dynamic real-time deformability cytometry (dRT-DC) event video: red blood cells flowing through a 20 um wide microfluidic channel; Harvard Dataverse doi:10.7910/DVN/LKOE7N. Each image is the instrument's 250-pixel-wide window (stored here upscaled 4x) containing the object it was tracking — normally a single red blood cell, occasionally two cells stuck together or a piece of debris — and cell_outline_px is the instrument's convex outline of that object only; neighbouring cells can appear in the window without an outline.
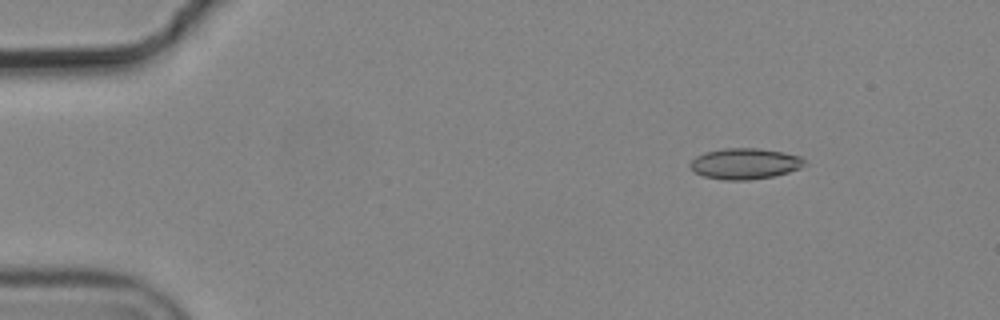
{"species": "common noctule bat (a hibernating species)", "species_latin": "Nyctalus noctula", "temperature_condition": "cold", "stored_images_in_passage": 9, "camera_frame_rate_fps": 3000, "um_per_image_px": 0.085, "animal": {"sex": "male", "body_mass_g": 19.2, "forearm_length_mm": 51.8}, "frame": {"image": 1, "passage_image": 3, "time_ms": 0.667, "image_size_px": [1000, 320], "cell_outline_px": [[804, 164], [800, 168], [788, 172], [772, 176], [748, 180], [724, 180], [704, 176], [696, 172], [688, 164], [696, 156], [704, 152], [724, 148], [760, 148], [784, 152], [800, 156], [804, 160]], "centroid_in_image_um": [63.3, 13.9], "position_along_channel_um": 21.7, "area_um2": 20.52}}
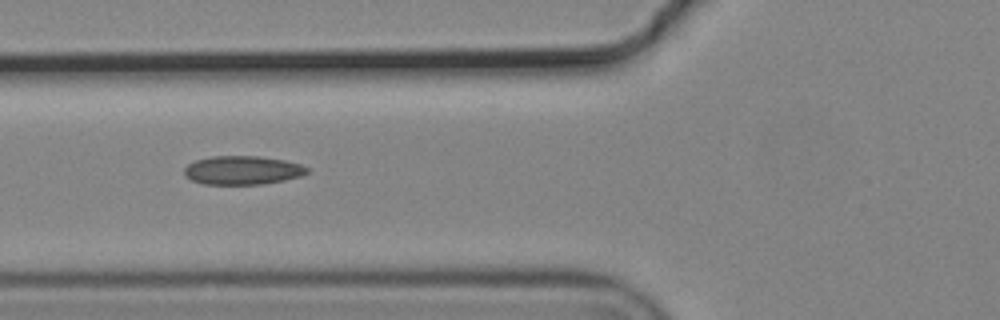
{"frame": {"image": 2, "passage_image": 7, "time_ms": 2.0, "image_size_px": [1000, 320], "cell_outline_px": [[308, 172], [300, 176], [284, 180], [260, 184], [204, 184], [192, 180], [184, 176], [184, 168], [188, 164], [196, 160], [212, 156], [260, 156], [284, 160], [300, 164], [308, 168]], "centroid_in_image_um": [20.59, 14.46], "position_along_channel_um": 105.2, "area_um2": 20.46}}
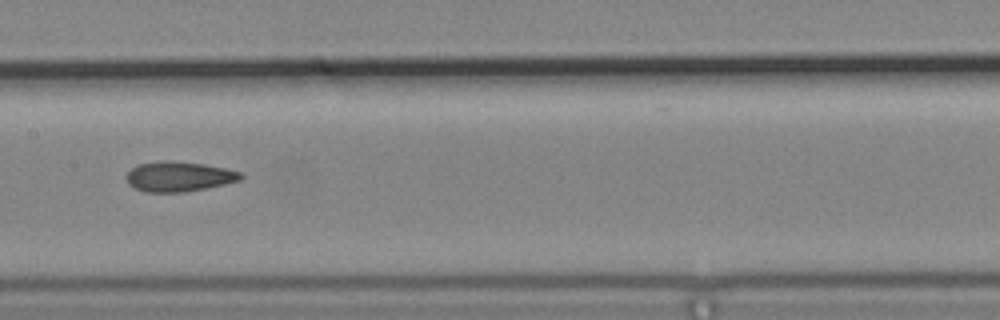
{"frame": {"image": 3, "passage_image": 9, "time_ms": 2.667, "image_size_px": [1000, 320], "cell_outline_px": [[244, 176], [240, 180], [224, 184], [184, 192], [144, 192], [128, 184], [128, 172], [132, 168], [140, 164], [164, 160], [172, 160], [204, 164], [244, 172]], "centroid_in_image_um": [15.24, 15.0], "position_along_channel_um": 192.2, "area_um2": 19.88}}